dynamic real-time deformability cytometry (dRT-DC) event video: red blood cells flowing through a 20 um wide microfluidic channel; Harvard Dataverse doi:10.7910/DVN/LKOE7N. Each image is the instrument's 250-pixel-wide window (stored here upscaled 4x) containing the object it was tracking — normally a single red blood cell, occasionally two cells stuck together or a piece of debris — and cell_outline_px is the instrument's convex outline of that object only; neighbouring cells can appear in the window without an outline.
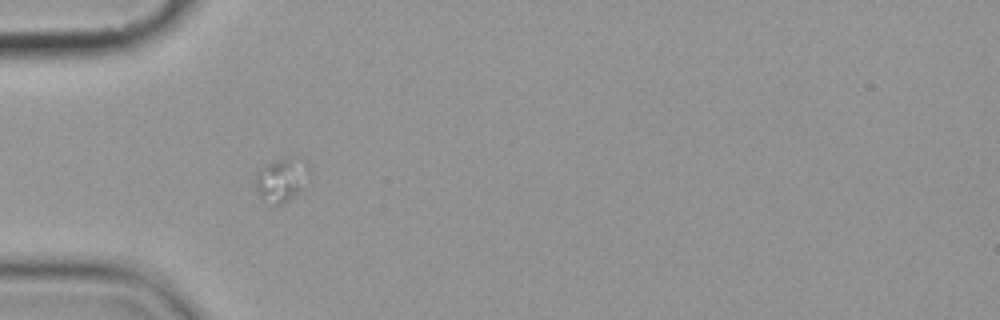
{"species": "common noctule bat (a hibernating species)", "species_latin": "Nyctalus noctula", "temperature_condition": "cold", "stored_images_in_passage": 8, "camera_frame_rate_fps": 3000, "um_per_image_px": 0.085, "animal": {"sex": "female", "body_mass_g": 19.9}, "frame": {"image": 1, "passage_image": 7, "time_ms": 7.0, "image_size_px": [1000, 320], "cell_outline_px": [[300, 188], [284, 204], [272, 208], [264, 204], [260, 196], [256, 184], [256, 176], [260, 168], [268, 164], [280, 160], [288, 160], [292, 164]], "centroid_in_image_um": [23.54, 15.56], "position_along_channel_um": 61.5, "area_um2": 10.98}}